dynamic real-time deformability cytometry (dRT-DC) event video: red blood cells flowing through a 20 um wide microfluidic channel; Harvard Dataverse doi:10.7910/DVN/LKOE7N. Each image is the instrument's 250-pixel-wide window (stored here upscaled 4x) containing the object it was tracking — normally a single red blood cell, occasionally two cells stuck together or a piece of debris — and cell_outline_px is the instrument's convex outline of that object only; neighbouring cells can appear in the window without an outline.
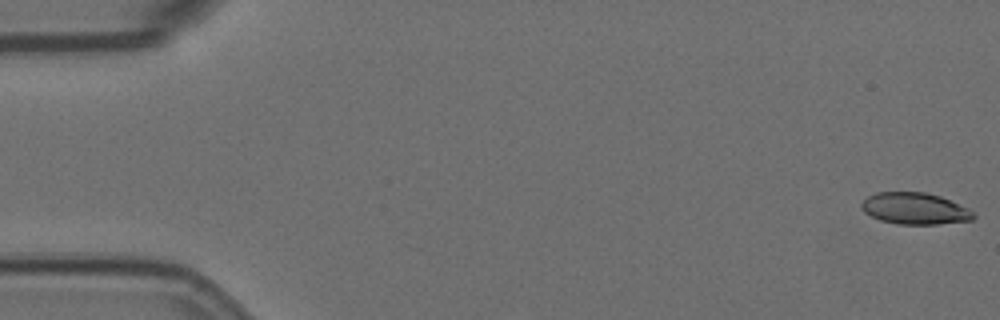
{"species": "Egyptian fruit bat (a non-hibernating species)", "species_latin": "Rousettus aegyptiacus", "temperature_condition": "room temperature", "stored_images_in_passage": 6, "camera_frame_rate_fps": 3000, "um_per_image_px": 0.085, "animal": {"sex": "female"}, "frame": {"image": 1, "passage_image": 1, "time_ms": 0.0, "image_size_px": [1000, 320], "cell_outline_px": [[976, 216], [972, 220], [936, 224], [896, 224], [880, 220], [864, 212], [860, 208], [860, 204], [868, 196], [876, 192], [924, 192], [940, 196], [968, 208]], "centroid_in_image_um": [77.73, 17.72], "position_along_channel_um": 7.3, "area_um2": 20.58}}